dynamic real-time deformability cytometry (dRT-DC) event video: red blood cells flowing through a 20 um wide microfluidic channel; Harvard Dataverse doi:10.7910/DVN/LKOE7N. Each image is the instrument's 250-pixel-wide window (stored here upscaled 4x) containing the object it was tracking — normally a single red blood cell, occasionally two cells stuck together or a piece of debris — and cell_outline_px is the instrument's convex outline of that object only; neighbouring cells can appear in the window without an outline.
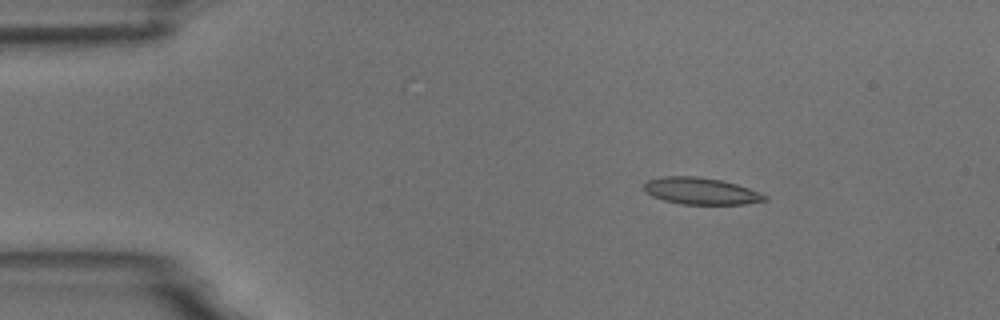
{"species": "common noctule bat (a hibernating species)", "species_latin": "Nyctalus noctula", "temperature_condition": "room temperature", "stored_images_in_passage": 5, "camera_frame_rate_fps": 3000, "um_per_image_px": 0.085, "animal": {"sex": "male", "body_mass_g": 18.8}, "frame": {"image": 1, "passage_image": 3, "time_ms": 2.333, "image_size_px": [1000, 320], "cell_outline_px": [[768, 200], [748, 204], [680, 204], [664, 200], [652, 196], [644, 192], [644, 184], [648, 180], [664, 176], [700, 176], [720, 180], [736, 184], [760, 192], [768, 196]], "centroid_in_image_um": [59.59, 16.24], "position_along_channel_um": 25.4, "area_um2": 18.96}}